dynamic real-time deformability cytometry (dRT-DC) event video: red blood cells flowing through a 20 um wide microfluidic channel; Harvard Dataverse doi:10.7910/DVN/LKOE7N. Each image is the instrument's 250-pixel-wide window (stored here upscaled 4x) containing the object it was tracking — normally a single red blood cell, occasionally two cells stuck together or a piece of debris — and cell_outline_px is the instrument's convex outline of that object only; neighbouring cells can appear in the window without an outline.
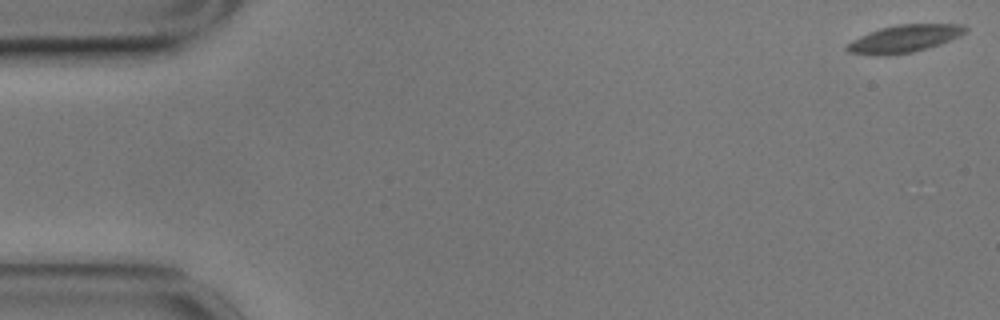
{"species": "common noctule bat (a hibernating species)", "species_latin": "Nyctalus noctula", "temperature_condition": "cold", "stored_images_in_passage": 45, "camera_frame_rate_fps": 3000, "um_per_image_px": 0.085, "animal": {"sex": "male", "body_mass_g": 17.9}, "frame": {"image": 1, "passage_image": 1, "time_ms": 0.0, "image_size_px": [1000, 320], "cell_outline_px": [[968, 28], [960, 36], [940, 44], [912, 52], [888, 56], [872, 56], [848, 52], [844, 48], [852, 40], [860, 36], [880, 28], [900, 24], [964, 24]], "centroid_in_image_um": [76.84, 3.3], "position_along_channel_um": 8.2, "area_um2": 19.02}}
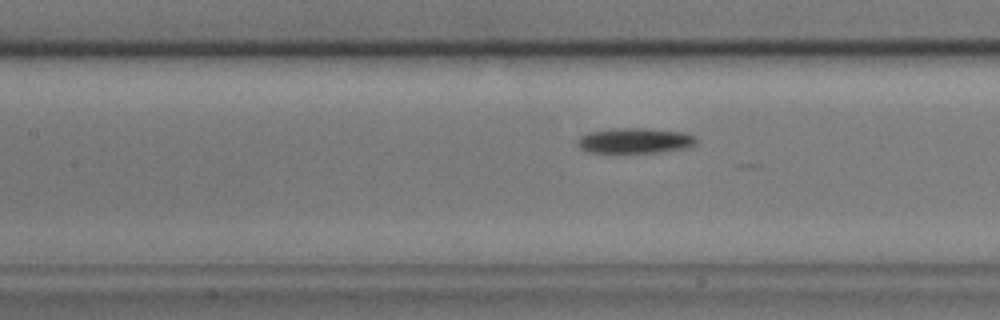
{"frame": {"image": 2, "passage_image": 25, "time_ms": 8.0, "image_size_px": [1000, 320], "cell_outline_px": [[696, 144], [688, 148], [660, 152], [588, 152], [580, 148], [576, 144], [580, 136], [588, 132], [612, 128], [644, 128], [684, 132], [696, 136]], "centroid_in_image_um": [53.98, 11.95], "position_along_channel_um": 153.4, "area_um2": 17.63}}
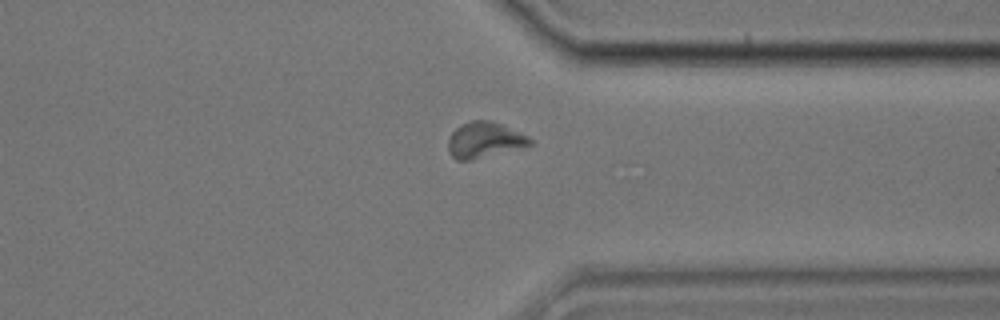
{"frame": {"image": 3, "passage_image": 44, "time_ms": 14.333, "image_size_px": [1000, 320], "cell_outline_px": [[536, 144], [524, 148], [468, 160], [456, 160], [448, 152], [448, 140], [452, 132], [460, 124], [472, 120], [492, 120], [528, 136]], "centroid_in_image_um": [41.21, 11.9], "position_along_channel_um": 370.2, "area_um2": 17.22}, "authors_computed_cell_mechanics": {"area_um2": 17.9758, "velocity_mm_per_s": 3.4574, "shape_relaxation_time_tau1_ms": 1.3079, "shape_relaxation_time_tau2_ms": 10.4638, "deformation_change_tau1": 0.1134, "deformation_change_tau2": 0.1526}}